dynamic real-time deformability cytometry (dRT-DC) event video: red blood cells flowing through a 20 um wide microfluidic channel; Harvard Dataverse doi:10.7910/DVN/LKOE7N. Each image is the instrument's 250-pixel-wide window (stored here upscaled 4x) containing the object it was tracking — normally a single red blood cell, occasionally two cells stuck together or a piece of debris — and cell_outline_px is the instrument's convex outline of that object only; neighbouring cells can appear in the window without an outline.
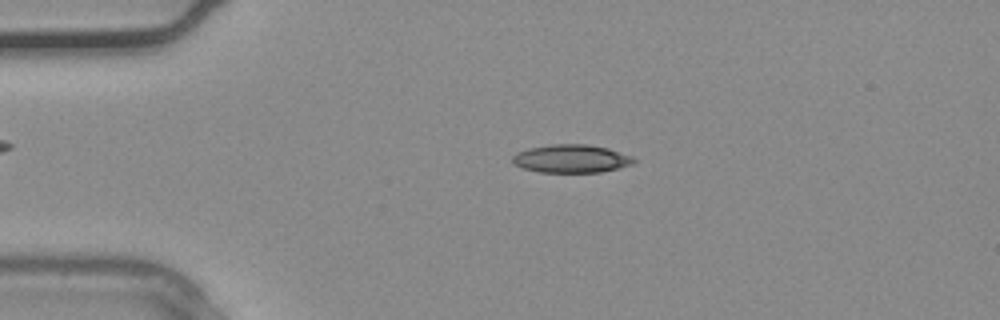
{"species": "common noctule bat (a hibernating species)", "species_latin": "Nyctalus noctula", "temperature_condition": "warm", "stored_images_in_passage": 3, "camera_frame_rate_fps": 3000, "um_per_image_px": 0.085, "animal": {"sex": "male", "body_mass_g": 20.4}, "frame": {"image": 1, "passage_image": 3, "time_ms": 0.667, "image_size_px": [1000, 320], "cell_outline_px": [[636, 160], [632, 164], [600, 172], [540, 172], [524, 168], [512, 164], [512, 156], [516, 152], [528, 148], [548, 144], [588, 144], [608, 148], [632, 156]], "centroid_in_image_um": [48.52, 13.47], "position_along_channel_um": 36.5, "area_um2": 19.94}}